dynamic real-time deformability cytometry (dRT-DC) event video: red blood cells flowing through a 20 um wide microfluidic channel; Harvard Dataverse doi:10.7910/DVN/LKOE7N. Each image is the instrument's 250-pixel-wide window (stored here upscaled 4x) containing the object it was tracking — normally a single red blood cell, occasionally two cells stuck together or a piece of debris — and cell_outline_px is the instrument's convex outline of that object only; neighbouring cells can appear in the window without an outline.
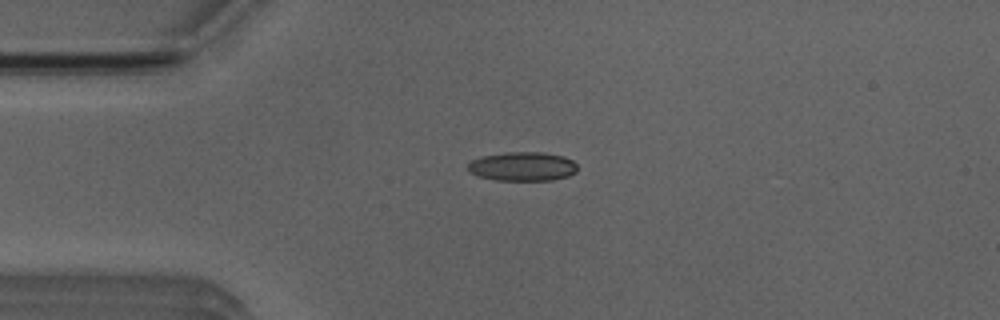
{"species": "Egyptian fruit bat (a non-hibernating species)", "species_latin": "Rousettus aegyptiacus", "temperature_condition": "room temperature", "stored_images_in_passage": 3, "camera_frame_rate_fps": 3000, "um_per_image_px": 0.085, "animal": {"sex": "male"}, "frame": {"image": 1, "passage_image": 1, "time_ms": 0.0, "image_size_px": [1000, 320], "cell_outline_px": [[576, 172], [568, 176], [552, 180], [496, 180], [480, 176], [468, 172], [468, 164], [472, 160], [480, 156], [508, 152], [544, 152], [564, 156], [572, 160], [576, 164]], "centroid_in_image_um": [44.42, 14.14], "position_along_channel_um": 40.6, "area_um2": 18.55}}